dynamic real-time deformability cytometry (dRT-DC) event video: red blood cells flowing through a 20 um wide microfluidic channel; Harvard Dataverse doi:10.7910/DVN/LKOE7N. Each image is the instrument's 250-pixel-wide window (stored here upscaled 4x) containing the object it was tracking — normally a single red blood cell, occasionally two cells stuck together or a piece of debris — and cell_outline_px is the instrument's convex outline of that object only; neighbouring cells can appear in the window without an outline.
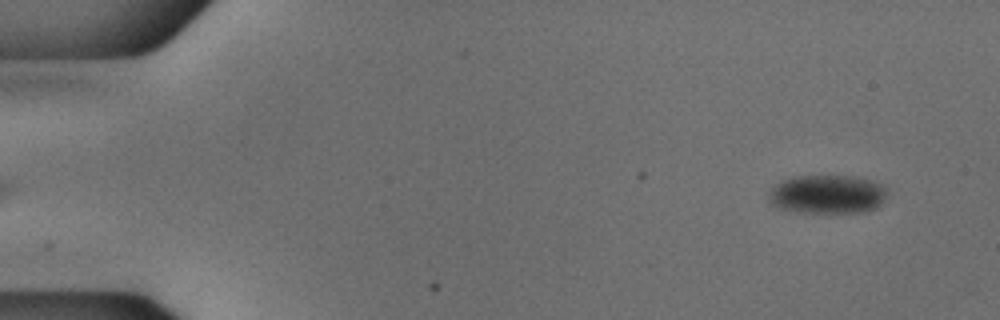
{"species": "common noctule bat (a hibernating species)", "species_latin": "Nyctalus noctula", "temperature_condition": "cold", "stored_images_in_passage": 52, "camera_frame_rate_fps": 3000, "um_per_image_px": 0.085, "animal": {"sex": "male", "body_mass_g": 18.8}, "frame": {"image": 1, "passage_image": 2, "time_ms": 0.333, "image_size_px": [1000, 320], "cell_outline_px": [[888, 192], [884, 200], [876, 208], [864, 212], [792, 212], [768, 204], [768, 196], [772, 188], [776, 184], [792, 176], [848, 176], [872, 180], [888, 188]], "centroid_in_image_um": [70.32, 16.52], "position_along_channel_um": 14.7, "area_um2": 26.93}}
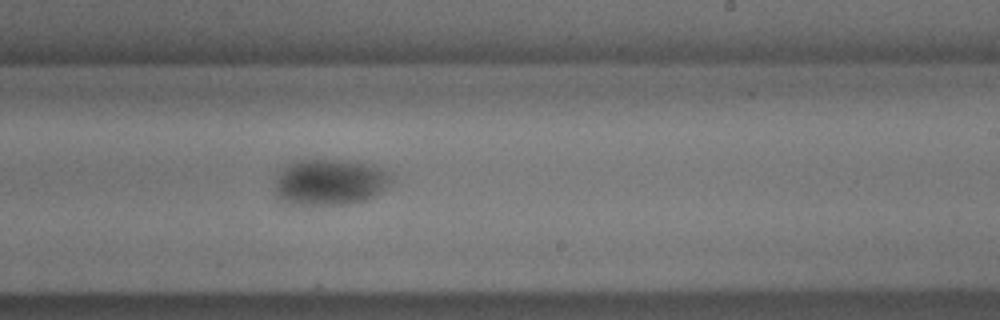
{"frame": {"image": 2, "passage_image": 31, "time_ms": 10.0, "image_size_px": [1000, 320], "cell_outline_px": [[392, 180], [380, 192], [364, 200], [348, 204], [292, 204], [276, 200], [276, 172], [292, 160], [340, 160], [376, 164], [392, 172]], "centroid_in_image_um": [28.02, 15.45], "position_along_channel_um": 261.0, "area_um2": 31.79}}
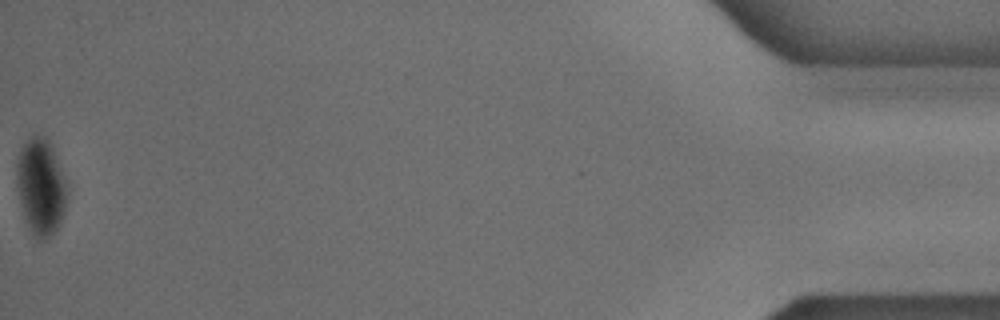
{"frame": {"image": 3, "passage_image": 52, "time_ms": 17.0, "image_size_px": [1000, 320], "cell_outline_px": [[68, 200], [60, 224], [44, 240], [40, 240], [32, 236], [24, 220], [16, 188], [16, 164], [20, 152], [24, 144], [32, 136], [44, 136], [48, 140], [52, 148], [68, 184]], "centroid_in_image_um": [3.47, 15.92], "position_along_channel_um": 431.7, "area_um2": 28.67}}